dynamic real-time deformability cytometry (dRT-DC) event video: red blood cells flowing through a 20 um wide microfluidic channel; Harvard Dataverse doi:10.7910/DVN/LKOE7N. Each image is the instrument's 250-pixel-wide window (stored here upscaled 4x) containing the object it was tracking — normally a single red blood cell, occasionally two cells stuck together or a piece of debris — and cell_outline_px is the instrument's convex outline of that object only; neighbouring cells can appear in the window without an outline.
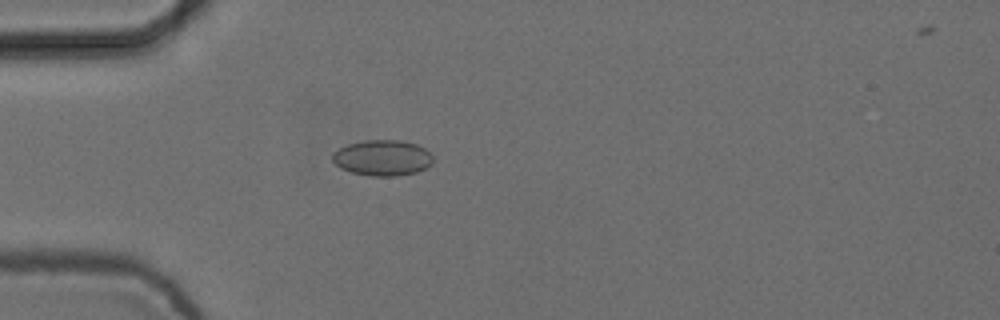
{"species": "common noctule bat (a hibernating species)", "species_latin": "Nyctalus noctula", "temperature_condition": "cold", "stored_images_in_passage": 3, "camera_frame_rate_fps": 3000, "um_per_image_px": 0.085, "animal": {"sex": "female", "body_mass_g": 24.6, "forearm_length_mm": 56.2}, "frame": {"image": 1, "passage_image": 3, "time_ms": 0.667, "image_size_px": [1000, 320], "cell_outline_px": [[432, 164], [416, 172], [396, 176], [372, 176], [352, 172], [340, 168], [332, 160], [332, 152], [348, 144], [364, 140], [400, 140], [416, 144], [424, 148], [432, 156]], "centroid_in_image_um": [32.49, 13.41], "position_along_channel_um": 52.5, "area_um2": 20.87}}